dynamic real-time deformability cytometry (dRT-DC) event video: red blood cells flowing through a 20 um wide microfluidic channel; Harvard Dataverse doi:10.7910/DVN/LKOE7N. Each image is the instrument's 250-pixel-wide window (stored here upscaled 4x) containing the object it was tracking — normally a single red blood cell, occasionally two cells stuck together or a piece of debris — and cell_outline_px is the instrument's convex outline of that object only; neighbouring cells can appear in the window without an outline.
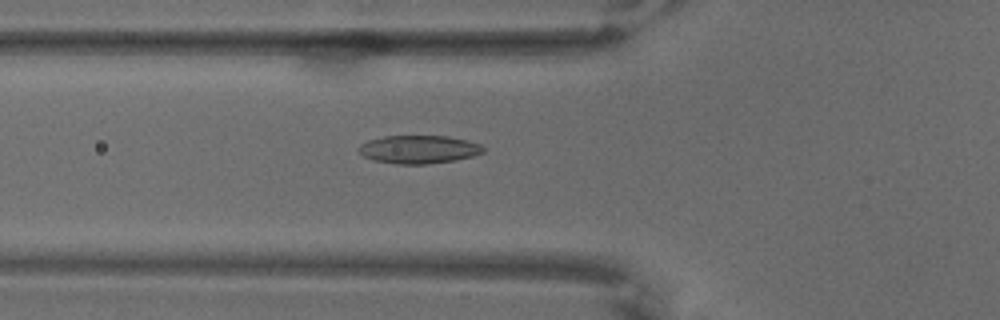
{"species": "common noctule bat (a hibernating species)", "species_latin": "Nyctalus noctula", "temperature_condition": "warm", "stored_images_in_passage": 67, "camera_frame_rate_fps": 3000, "um_per_image_px": 0.085, "animal": {"sex": "male", "body_mass_g": 18.8}, "frame": {"image": 1, "passage_image": 25, "time_ms": 8.0, "image_size_px": [1000, 320], "cell_outline_px": [[484, 152], [472, 156], [452, 160], [428, 164], [396, 164], [372, 160], [364, 156], [356, 148], [360, 144], [368, 140], [384, 136], [448, 136], [468, 140], [480, 144], [484, 148]], "centroid_in_image_um": [35.57, 12.69], "position_along_channel_um": 90.2, "area_um2": 20.46}}
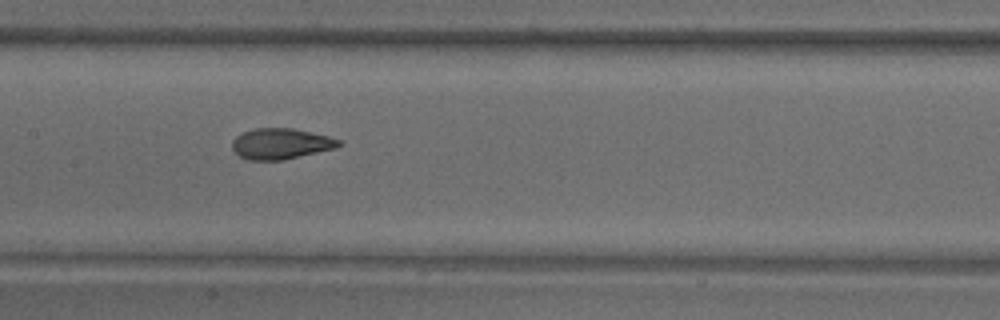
{"frame": {"image": 2, "passage_image": 34, "time_ms": 11.0, "image_size_px": [1000, 320], "cell_outline_px": [[340, 144], [336, 148], [284, 160], [248, 160], [240, 156], [232, 148], [232, 140], [236, 136], [244, 132], [256, 128], [292, 128], [312, 132], [328, 136], [340, 140]], "centroid_in_image_um": [23.86, 12.22], "position_along_channel_um": 183.5, "area_um2": 19.07}}
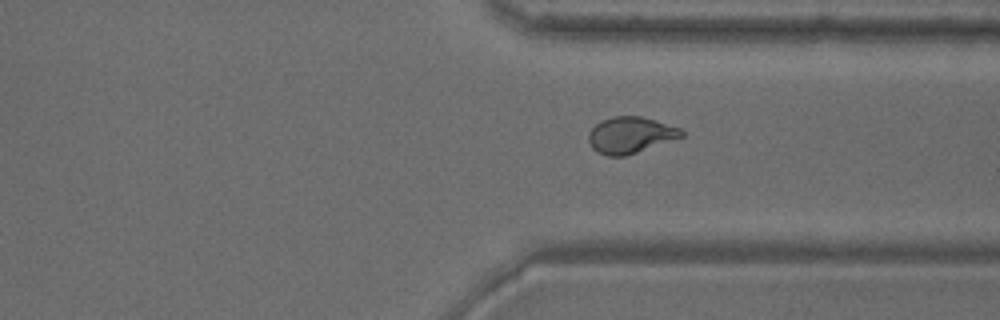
{"frame": {"image": 3, "passage_image": 51, "time_ms": 16.667, "image_size_px": [1000, 320], "cell_outline_px": [[684, 136], [624, 156], [608, 156], [596, 152], [592, 148], [588, 140], [588, 132], [600, 120], [612, 116], [644, 116], [680, 128], [684, 132]], "centroid_in_image_um": [53.55, 11.46], "position_along_channel_um": 357.8, "area_um2": 19.71}}